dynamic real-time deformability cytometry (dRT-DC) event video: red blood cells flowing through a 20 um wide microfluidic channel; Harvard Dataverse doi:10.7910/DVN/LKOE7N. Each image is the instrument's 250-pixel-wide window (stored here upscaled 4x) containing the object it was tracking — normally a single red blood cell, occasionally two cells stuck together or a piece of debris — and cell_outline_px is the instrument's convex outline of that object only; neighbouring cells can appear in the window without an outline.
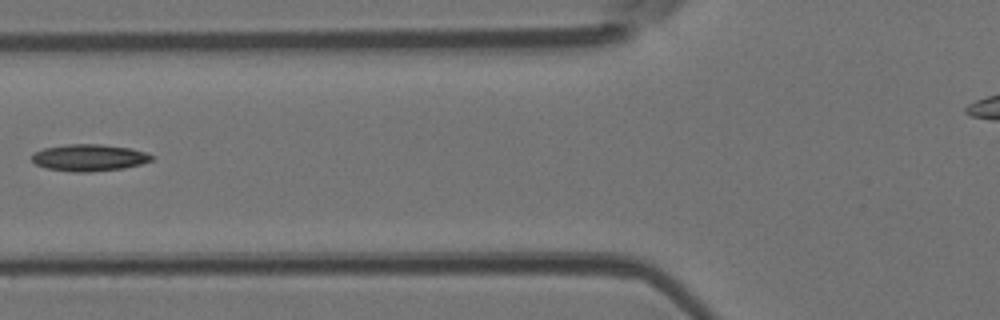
{"species": "Egyptian fruit bat (a non-hibernating species)", "species_latin": "Rousettus aegyptiacus", "temperature_condition": "room temperature", "stored_images_in_passage": 4, "camera_frame_rate_fps": 3000, "um_per_image_px": 0.085, "animal": {"sex": "female"}, "frame": {"image": 1, "passage_image": 3, "time_ms": 0.667, "image_size_px": [1000, 320], "cell_outline_px": [[156, 156], [152, 160], [140, 164], [124, 168], [92, 172], [72, 172], [48, 168], [36, 164], [32, 160], [32, 152], [44, 148], [68, 144], [100, 144], [132, 148]], "centroid_in_image_um": [7.59, 13.4], "position_along_channel_um": 118.2, "area_um2": 18.79}}
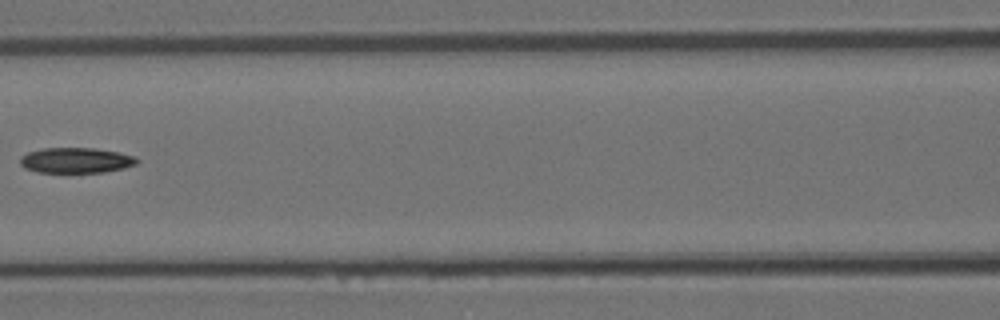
{"frame": {"image": 2, "passage_image": 4, "time_ms": 1.0, "image_size_px": [1000, 320], "cell_outline_px": [[140, 160], [136, 164], [124, 168], [104, 172], [36, 172], [24, 168], [20, 164], [20, 156], [28, 152], [44, 148], [96, 148], [120, 152], [136, 156]], "centroid_in_image_um": [6.48, 13.62], "position_along_channel_um": 160.1, "area_um2": 17.46}}